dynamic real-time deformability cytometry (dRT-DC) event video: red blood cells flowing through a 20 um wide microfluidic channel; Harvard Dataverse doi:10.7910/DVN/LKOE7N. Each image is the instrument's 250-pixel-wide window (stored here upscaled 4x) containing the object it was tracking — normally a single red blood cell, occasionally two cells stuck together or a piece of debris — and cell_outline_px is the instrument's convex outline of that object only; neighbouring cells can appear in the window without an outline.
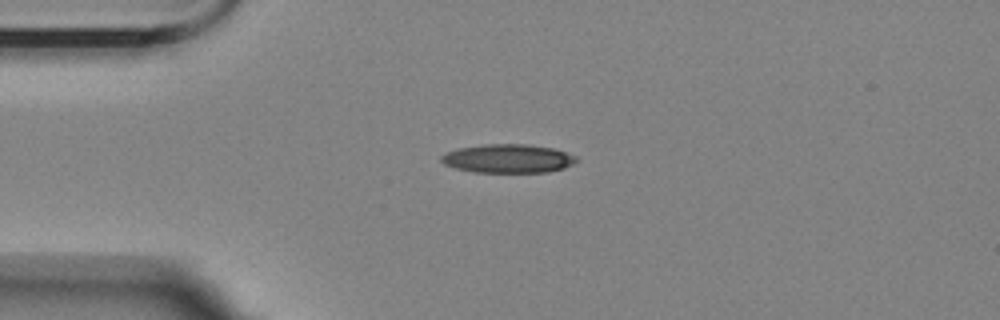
{"species": "Egyptian fruit bat (a non-hibernating species)", "species_latin": "Rousettus aegyptiacus", "temperature_condition": "room temperature", "stored_images_in_passage": 2, "camera_frame_rate_fps": 3000, "um_per_image_px": 0.085, "animal": {"sex": "female"}, "frame": {"image": 1, "passage_image": 1, "time_ms": 0.0, "image_size_px": [1000, 320], "cell_outline_px": [[580, 160], [564, 168], [548, 172], [476, 172], [456, 168], [444, 164], [440, 160], [440, 156], [448, 152], [460, 148], [484, 144], [524, 144], [552, 148], [576, 156]], "centroid_in_image_um": [43.19, 13.48], "position_along_channel_um": 41.8, "area_um2": 22.43}}